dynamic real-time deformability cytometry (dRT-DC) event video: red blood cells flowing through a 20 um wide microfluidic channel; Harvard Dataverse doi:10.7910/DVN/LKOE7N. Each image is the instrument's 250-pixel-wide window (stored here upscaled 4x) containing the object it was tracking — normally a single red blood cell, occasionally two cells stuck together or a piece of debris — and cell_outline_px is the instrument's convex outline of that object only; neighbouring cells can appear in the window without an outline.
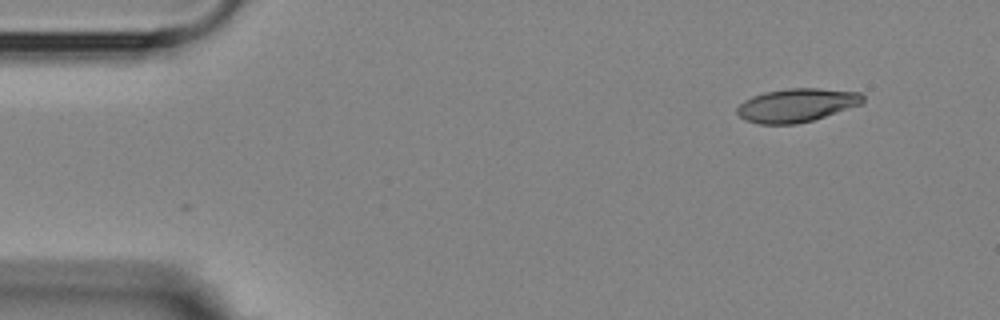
{"species": "Egyptian fruit bat (a non-hibernating species)", "species_latin": "Rousettus aegyptiacus", "temperature_condition": "room temperature", "stored_images_in_passage": 2, "camera_frame_rate_fps": 3000, "um_per_image_px": 0.085, "animal": {"sex": "female"}, "frame": {"image": 1, "passage_image": 2, "time_ms": 1.0, "image_size_px": [1000, 320], "cell_outline_px": [[864, 104], [812, 120], [796, 124], [760, 124], [744, 120], [736, 112], [736, 108], [744, 100], [752, 96], [764, 92], [788, 88], [820, 88], [860, 92], [864, 96]], "centroid_in_image_um": [67.73, 8.94], "position_along_channel_um": 17.3, "area_um2": 24.74}}